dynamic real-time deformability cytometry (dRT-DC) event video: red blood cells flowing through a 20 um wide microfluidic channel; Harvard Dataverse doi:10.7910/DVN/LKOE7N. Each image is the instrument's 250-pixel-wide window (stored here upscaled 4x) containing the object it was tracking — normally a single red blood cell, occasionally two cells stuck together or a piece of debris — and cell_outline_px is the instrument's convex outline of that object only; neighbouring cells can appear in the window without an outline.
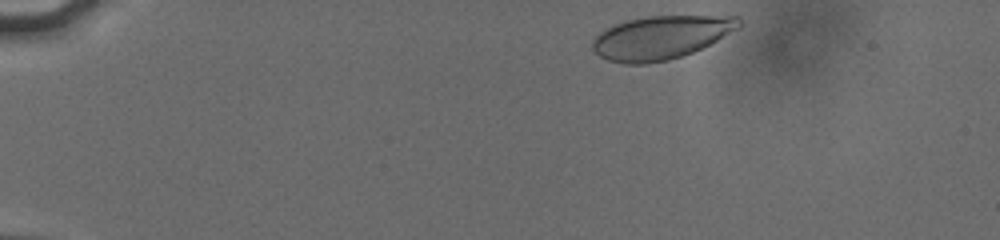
{"species": "human", "species_latin": "Homo sapiens", "temperature_condition": "cold", "stored_images_in_passage": 15, "camera_frame_rate_fps": 3000, "um_per_image_px": 0.085, "donor": {"sex": "male"}, "frame": {"image": 1, "passage_image": 3, "time_ms": 0.333, "image_size_px": [1000, 240], "cell_outline_px": [[740, 28], [692, 52], [668, 60], [644, 64], [624, 64], [608, 60], [600, 56], [592, 48], [592, 40], [604, 28], [612, 24], [628, 20], [648, 16], [740, 16]], "centroid_in_image_um": [56.14, 3.18], "position_along_channel_um": 28.9, "area_um2": 36.88}}
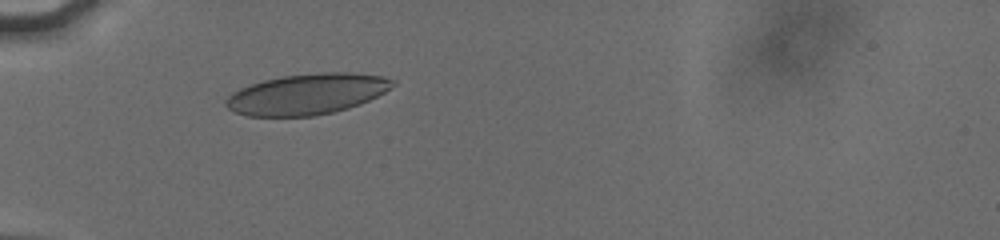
{"frame": {"image": 2, "passage_image": 14, "time_ms": 3.333, "image_size_px": [1000, 240], "cell_outline_px": [[396, 84], [384, 92], [360, 104], [348, 108], [332, 112], [312, 116], [248, 116], [236, 112], [228, 108], [224, 104], [224, 100], [232, 92], [240, 88], [264, 80], [284, 76], [316, 72], [352, 72], [384, 76], [396, 80]], "centroid_in_image_um": [26.11, 7.99], "position_along_channel_um": 58.9, "area_um2": 39.65}}